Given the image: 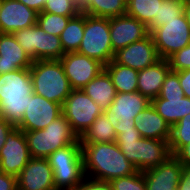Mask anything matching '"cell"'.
Segmentation results:
<instances>
[{"label":"cell","mask_w":190,"mask_h":190,"mask_svg":"<svg viewBox=\"0 0 190 190\" xmlns=\"http://www.w3.org/2000/svg\"><path fill=\"white\" fill-rule=\"evenodd\" d=\"M85 177L110 182L134 174L130 163L116 142L81 144Z\"/></svg>","instance_id":"6da1fadb"},{"label":"cell","mask_w":190,"mask_h":190,"mask_svg":"<svg viewBox=\"0 0 190 190\" xmlns=\"http://www.w3.org/2000/svg\"><path fill=\"white\" fill-rule=\"evenodd\" d=\"M116 133V144L137 171L156 167L172 156L168 141L141 137L135 124L119 125Z\"/></svg>","instance_id":"7a4b0ae2"},{"label":"cell","mask_w":190,"mask_h":190,"mask_svg":"<svg viewBox=\"0 0 190 190\" xmlns=\"http://www.w3.org/2000/svg\"><path fill=\"white\" fill-rule=\"evenodd\" d=\"M32 94L30 69L0 74V112L3 119L16 127L25 114Z\"/></svg>","instance_id":"3957f363"},{"label":"cell","mask_w":190,"mask_h":190,"mask_svg":"<svg viewBox=\"0 0 190 190\" xmlns=\"http://www.w3.org/2000/svg\"><path fill=\"white\" fill-rule=\"evenodd\" d=\"M29 69L33 93L63 105L73 89L60 60H36Z\"/></svg>","instance_id":"277c9868"},{"label":"cell","mask_w":190,"mask_h":190,"mask_svg":"<svg viewBox=\"0 0 190 190\" xmlns=\"http://www.w3.org/2000/svg\"><path fill=\"white\" fill-rule=\"evenodd\" d=\"M53 170L56 190H74L85 179L80 140L53 152L47 157Z\"/></svg>","instance_id":"5b68a950"},{"label":"cell","mask_w":190,"mask_h":190,"mask_svg":"<svg viewBox=\"0 0 190 190\" xmlns=\"http://www.w3.org/2000/svg\"><path fill=\"white\" fill-rule=\"evenodd\" d=\"M24 133L31 158H47L56 150L74 144L79 139L63 114L44 129Z\"/></svg>","instance_id":"8992f818"},{"label":"cell","mask_w":190,"mask_h":190,"mask_svg":"<svg viewBox=\"0 0 190 190\" xmlns=\"http://www.w3.org/2000/svg\"><path fill=\"white\" fill-rule=\"evenodd\" d=\"M77 52L99 61L104 66L114 59L109 18L84 13V34Z\"/></svg>","instance_id":"52a82bcc"},{"label":"cell","mask_w":190,"mask_h":190,"mask_svg":"<svg viewBox=\"0 0 190 190\" xmlns=\"http://www.w3.org/2000/svg\"><path fill=\"white\" fill-rule=\"evenodd\" d=\"M18 44L33 60H60L64 55L60 37L47 34L35 24L13 33Z\"/></svg>","instance_id":"ba28073f"},{"label":"cell","mask_w":190,"mask_h":190,"mask_svg":"<svg viewBox=\"0 0 190 190\" xmlns=\"http://www.w3.org/2000/svg\"><path fill=\"white\" fill-rule=\"evenodd\" d=\"M102 113L101 108L82 90H72L62 105V114L78 138Z\"/></svg>","instance_id":"9c48e42d"},{"label":"cell","mask_w":190,"mask_h":190,"mask_svg":"<svg viewBox=\"0 0 190 190\" xmlns=\"http://www.w3.org/2000/svg\"><path fill=\"white\" fill-rule=\"evenodd\" d=\"M150 34L159 58L165 60L190 44V27L184 13L155 28Z\"/></svg>","instance_id":"30bf717a"},{"label":"cell","mask_w":190,"mask_h":190,"mask_svg":"<svg viewBox=\"0 0 190 190\" xmlns=\"http://www.w3.org/2000/svg\"><path fill=\"white\" fill-rule=\"evenodd\" d=\"M30 159L25 133L14 127L0 150V171L17 177Z\"/></svg>","instance_id":"8fae6325"},{"label":"cell","mask_w":190,"mask_h":190,"mask_svg":"<svg viewBox=\"0 0 190 190\" xmlns=\"http://www.w3.org/2000/svg\"><path fill=\"white\" fill-rule=\"evenodd\" d=\"M151 101L138 91L117 93L112 104L103 113L116 129L119 125H132L136 116L142 112Z\"/></svg>","instance_id":"7c38bea8"},{"label":"cell","mask_w":190,"mask_h":190,"mask_svg":"<svg viewBox=\"0 0 190 190\" xmlns=\"http://www.w3.org/2000/svg\"><path fill=\"white\" fill-rule=\"evenodd\" d=\"M60 62L73 90H82L104 70L102 63L78 52L65 53Z\"/></svg>","instance_id":"4fadbf2b"},{"label":"cell","mask_w":190,"mask_h":190,"mask_svg":"<svg viewBox=\"0 0 190 190\" xmlns=\"http://www.w3.org/2000/svg\"><path fill=\"white\" fill-rule=\"evenodd\" d=\"M25 114L16 126L22 131L44 129L62 114V105L33 93L28 100Z\"/></svg>","instance_id":"5bb4252c"},{"label":"cell","mask_w":190,"mask_h":190,"mask_svg":"<svg viewBox=\"0 0 190 190\" xmlns=\"http://www.w3.org/2000/svg\"><path fill=\"white\" fill-rule=\"evenodd\" d=\"M109 27L114 53L150 34L145 24L127 14L109 18Z\"/></svg>","instance_id":"9a60e30c"},{"label":"cell","mask_w":190,"mask_h":190,"mask_svg":"<svg viewBox=\"0 0 190 190\" xmlns=\"http://www.w3.org/2000/svg\"><path fill=\"white\" fill-rule=\"evenodd\" d=\"M159 59L151 34L125 48L119 49L114 55V60L117 63L138 71L153 65Z\"/></svg>","instance_id":"2e32d148"},{"label":"cell","mask_w":190,"mask_h":190,"mask_svg":"<svg viewBox=\"0 0 190 190\" xmlns=\"http://www.w3.org/2000/svg\"><path fill=\"white\" fill-rule=\"evenodd\" d=\"M17 190H56L47 158H31L17 176Z\"/></svg>","instance_id":"e0dca14e"},{"label":"cell","mask_w":190,"mask_h":190,"mask_svg":"<svg viewBox=\"0 0 190 190\" xmlns=\"http://www.w3.org/2000/svg\"><path fill=\"white\" fill-rule=\"evenodd\" d=\"M38 12L18 0H4L0 10V33L13 34L37 24Z\"/></svg>","instance_id":"ac0fdd59"},{"label":"cell","mask_w":190,"mask_h":190,"mask_svg":"<svg viewBox=\"0 0 190 190\" xmlns=\"http://www.w3.org/2000/svg\"><path fill=\"white\" fill-rule=\"evenodd\" d=\"M183 165L170 156L164 163L142 171L146 190H177Z\"/></svg>","instance_id":"d6986e66"},{"label":"cell","mask_w":190,"mask_h":190,"mask_svg":"<svg viewBox=\"0 0 190 190\" xmlns=\"http://www.w3.org/2000/svg\"><path fill=\"white\" fill-rule=\"evenodd\" d=\"M33 60L18 44L13 34L0 33V74L29 69Z\"/></svg>","instance_id":"ffe728a7"},{"label":"cell","mask_w":190,"mask_h":190,"mask_svg":"<svg viewBox=\"0 0 190 190\" xmlns=\"http://www.w3.org/2000/svg\"><path fill=\"white\" fill-rule=\"evenodd\" d=\"M168 60L160 58L153 65L138 71L137 91L150 101L160 94L165 77L170 71Z\"/></svg>","instance_id":"44dd1931"},{"label":"cell","mask_w":190,"mask_h":190,"mask_svg":"<svg viewBox=\"0 0 190 190\" xmlns=\"http://www.w3.org/2000/svg\"><path fill=\"white\" fill-rule=\"evenodd\" d=\"M134 124L141 137L169 142L171 127L156 112L152 104L138 113Z\"/></svg>","instance_id":"7402d4cb"},{"label":"cell","mask_w":190,"mask_h":190,"mask_svg":"<svg viewBox=\"0 0 190 190\" xmlns=\"http://www.w3.org/2000/svg\"><path fill=\"white\" fill-rule=\"evenodd\" d=\"M104 112L110 106L117 94L112 79L104 69L94 79H92L83 89Z\"/></svg>","instance_id":"603a6c76"},{"label":"cell","mask_w":190,"mask_h":190,"mask_svg":"<svg viewBox=\"0 0 190 190\" xmlns=\"http://www.w3.org/2000/svg\"><path fill=\"white\" fill-rule=\"evenodd\" d=\"M156 112L172 127L185 115L190 114V98L157 97L151 100Z\"/></svg>","instance_id":"cb8c5ba5"},{"label":"cell","mask_w":190,"mask_h":190,"mask_svg":"<svg viewBox=\"0 0 190 190\" xmlns=\"http://www.w3.org/2000/svg\"><path fill=\"white\" fill-rule=\"evenodd\" d=\"M110 75L117 93L136 92L138 87V70L117 63L114 59L104 66Z\"/></svg>","instance_id":"d4e9b609"},{"label":"cell","mask_w":190,"mask_h":190,"mask_svg":"<svg viewBox=\"0 0 190 190\" xmlns=\"http://www.w3.org/2000/svg\"><path fill=\"white\" fill-rule=\"evenodd\" d=\"M116 138V129L107 119V116L102 113L83 133L79 140L81 144H94L115 142Z\"/></svg>","instance_id":"484cf974"},{"label":"cell","mask_w":190,"mask_h":190,"mask_svg":"<svg viewBox=\"0 0 190 190\" xmlns=\"http://www.w3.org/2000/svg\"><path fill=\"white\" fill-rule=\"evenodd\" d=\"M81 12L90 16L113 18L125 15L126 0H86L80 7Z\"/></svg>","instance_id":"4316f807"},{"label":"cell","mask_w":190,"mask_h":190,"mask_svg":"<svg viewBox=\"0 0 190 190\" xmlns=\"http://www.w3.org/2000/svg\"><path fill=\"white\" fill-rule=\"evenodd\" d=\"M84 34V13L80 12L72 17L60 34V41L64 53L77 52Z\"/></svg>","instance_id":"83f0119b"},{"label":"cell","mask_w":190,"mask_h":190,"mask_svg":"<svg viewBox=\"0 0 190 190\" xmlns=\"http://www.w3.org/2000/svg\"><path fill=\"white\" fill-rule=\"evenodd\" d=\"M159 2L162 0H130L127 3L126 14L148 28L158 18Z\"/></svg>","instance_id":"f1b7e54d"},{"label":"cell","mask_w":190,"mask_h":190,"mask_svg":"<svg viewBox=\"0 0 190 190\" xmlns=\"http://www.w3.org/2000/svg\"><path fill=\"white\" fill-rule=\"evenodd\" d=\"M185 0H162L159 2L158 18L148 27L149 33L155 28L176 19L183 14Z\"/></svg>","instance_id":"f546056e"},{"label":"cell","mask_w":190,"mask_h":190,"mask_svg":"<svg viewBox=\"0 0 190 190\" xmlns=\"http://www.w3.org/2000/svg\"><path fill=\"white\" fill-rule=\"evenodd\" d=\"M169 149L173 156L181 147L190 143V114L171 127Z\"/></svg>","instance_id":"4dcf8cb0"},{"label":"cell","mask_w":190,"mask_h":190,"mask_svg":"<svg viewBox=\"0 0 190 190\" xmlns=\"http://www.w3.org/2000/svg\"><path fill=\"white\" fill-rule=\"evenodd\" d=\"M75 16H62L47 12H40L37 16V24L47 34L60 36L67 26L69 20Z\"/></svg>","instance_id":"1f68e13d"},{"label":"cell","mask_w":190,"mask_h":190,"mask_svg":"<svg viewBox=\"0 0 190 190\" xmlns=\"http://www.w3.org/2000/svg\"><path fill=\"white\" fill-rule=\"evenodd\" d=\"M42 12L62 16H77L81 9L74 0H46Z\"/></svg>","instance_id":"d6a6232c"},{"label":"cell","mask_w":190,"mask_h":190,"mask_svg":"<svg viewBox=\"0 0 190 190\" xmlns=\"http://www.w3.org/2000/svg\"><path fill=\"white\" fill-rule=\"evenodd\" d=\"M109 183L112 190H146L145 178L141 171L113 179Z\"/></svg>","instance_id":"836d02e7"},{"label":"cell","mask_w":190,"mask_h":190,"mask_svg":"<svg viewBox=\"0 0 190 190\" xmlns=\"http://www.w3.org/2000/svg\"><path fill=\"white\" fill-rule=\"evenodd\" d=\"M185 94L180 85L178 71H169L165 77L159 97H184Z\"/></svg>","instance_id":"e575fe53"},{"label":"cell","mask_w":190,"mask_h":190,"mask_svg":"<svg viewBox=\"0 0 190 190\" xmlns=\"http://www.w3.org/2000/svg\"><path fill=\"white\" fill-rule=\"evenodd\" d=\"M168 63L171 71L190 69V44L170 56Z\"/></svg>","instance_id":"d590c367"},{"label":"cell","mask_w":190,"mask_h":190,"mask_svg":"<svg viewBox=\"0 0 190 190\" xmlns=\"http://www.w3.org/2000/svg\"><path fill=\"white\" fill-rule=\"evenodd\" d=\"M74 190H112L110 183L105 181L93 180L85 177L83 182Z\"/></svg>","instance_id":"8d00e7d4"},{"label":"cell","mask_w":190,"mask_h":190,"mask_svg":"<svg viewBox=\"0 0 190 190\" xmlns=\"http://www.w3.org/2000/svg\"><path fill=\"white\" fill-rule=\"evenodd\" d=\"M0 190H17V177L0 171Z\"/></svg>","instance_id":"74e56055"},{"label":"cell","mask_w":190,"mask_h":190,"mask_svg":"<svg viewBox=\"0 0 190 190\" xmlns=\"http://www.w3.org/2000/svg\"><path fill=\"white\" fill-rule=\"evenodd\" d=\"M178 78L185 96L190 98V69L178 71Z\"/></svg>","instance_id":"f35d334b"},{"label":"cell","mask_w":190,"mask_h":190,"mask_svg":"<svg viewBox=\"0 0 190 190\" xmlns=\"http://www.w3.org/2000/svg\"><path fill=\"white\" fill-rule=\"evenodd\" d=\"M173 156L183 166H190V143L181 147Z\"/></svg>","instance_id":"ab89813d"},{"label":"cell","mask_w":190,"mask_h":190,"mask_svg":"<svg viewBox=\"0 0 190 190\" xmlns=\"http://www.w3.org/2000/svg\"><path fill=\"white\" fill-rule=\"evenodd\" d=\"M177 190H190V166L182 167V174Z\"/></svg>","instance_id":"60d3db41"},{"label":"cell","mask_w":190,"mask_h":190,"mask_svg":"<svg viewBox=\"0 0 190 190\" xmlns=\"http://www.w3.org/2000/svg\"><path fill=\"white\" fill-rule=\"evenodd\" d=\"M15 126L8 121L4 120L3 118L0 120V150L4 146L6 142V137L8 133L14 128Z\"/></svg>","instance_id":"b9f144b4"},{"label":"cell","mask_w":190,"mask_h":190,"mask_svg":"<svg viewBox=\"0 0 190 190\" xmlns=\"http://www.w3.org/2000/svg\"><path fill=\"white\" fill-rule=\"evenodd\" d=\"M25 4L27 7L34 9L36 12L40 13L44 9L46 0H18Z\"/></svg>","instance_id":"7bdbcfd3"},{"label":"cell","mask_w":190,"mask_h":190,"mask_svg":"<svg viewBox=\"0 0 190 190\" xmlns=\"http://www.w3.org/2000/svg\"><path fill=\"white\" fill-rule=\"evenodd\" d=\"M183 13L190 27V0H185Z\"/></svg>","instance_id":"ee69618b"},{"label":"cell","mask_w":190,"mask_h":190,"mask_svg":"<svg viewBox=\"0 0 190 190\" xmlns=\"http://www.w3.org/2000/svg\"><path fill=\"white\" fill-rule=\"evenodd\" d=\"M74 1L79 5V7H81L86 2V0H74Z\"/></svg>","instance_id":"f6af8a7d"},{"label":"cell","mask_w":190,"mask_h":190,"mask_svg":"<svg viewBox=\"0 0 190 190\" xmlns=\"http://www.w3.org/2000/svg\"><path fill=\"white\" fill-rule=\"evenodd\" d=\"M3 2H4V0H0V10L2 8Z\"/></svg>","instance_id":"bcb514c9"}]
</instances>
